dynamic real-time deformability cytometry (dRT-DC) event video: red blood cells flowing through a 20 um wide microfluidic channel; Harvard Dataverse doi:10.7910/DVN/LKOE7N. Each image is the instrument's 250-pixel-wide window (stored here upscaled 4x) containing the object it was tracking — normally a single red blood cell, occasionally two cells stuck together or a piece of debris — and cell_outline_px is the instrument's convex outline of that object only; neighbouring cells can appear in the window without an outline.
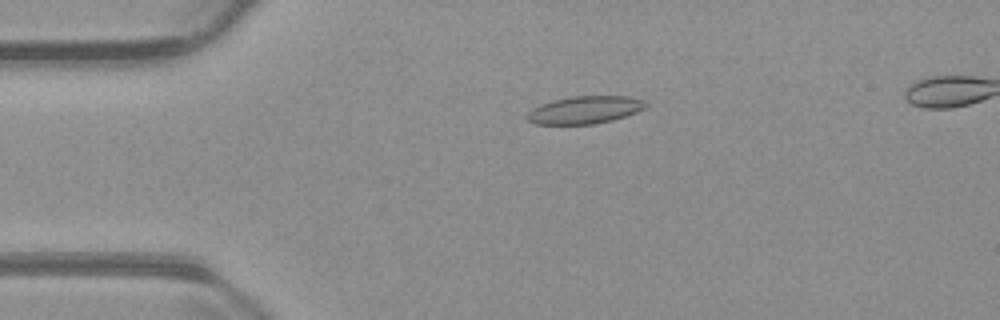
{"species": "common noctule bat (a hibernating species)", "species_latin": "Nyctalus noctula", "temperature_condition": "warm", "stored_images_in_passage": 54, "camera_frame_rate_fps": 3000, "um_per_image_px": 0.085, "animal": {"sex": "male", "body_mass_g": 23.1, "forearm_length_mm": 52.7}, "frame": {"image": 1, "passage_image": 12, "time_ms": 3.667, "image_size_px": [1000, 320], "cell_outline_px": [[648, 104], [644, 108], [636, 112], [612, 120], [596, 124], [536, 124], [528, 120], [524, 116], [532, 108], [540, 104], [552, 100], [572, 96], [628, 96], [640, 100]], "centroid_in_image_um": [49.65, 9.34], "position_along_channel_um": 35.3, "area_um2": 19.02}}
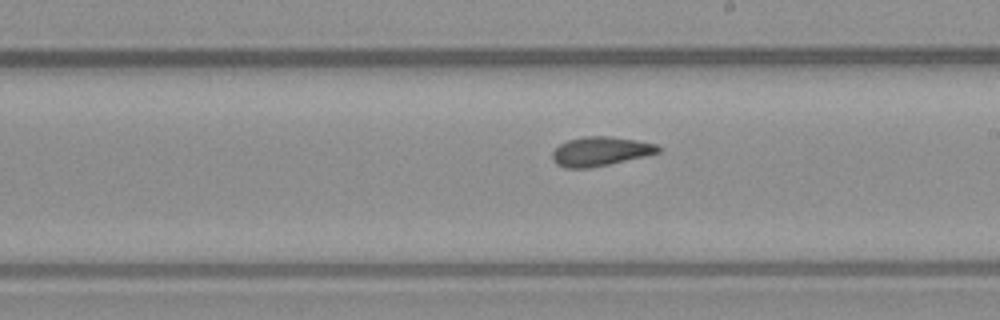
{"frame": {"image": 2, "passage_image": 31, "time_ms": 10.0, "image_size_px": [1000, 320], "cell_outline_px": [[660, 152], [644, 156], [608, 164], [588, 168], [564, 168], [556, 164], [552, 160], [552, 152], [560, 144], [568, 140], [584, 136], [608, 136], [636, 140], [656, 144], [660, 148]], "centroid_in_image_um": [50.99, 12.86], "position_along_channel_um": 238.0, "area_um2": 17.86}}
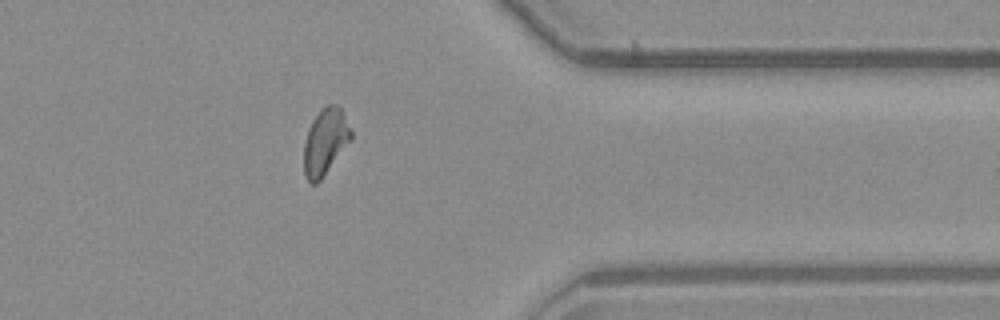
{"frame": {"image": 3, "passage_image": 44, "time_ms": 14.333, "image_size_px": [1000, 320], "cell_outline_px": [[352, 140], [320, 180], [316, 184], [308, 184], [304, 176], [304, 144], [308, 128], [312, 120], [320, 108], [328, 104], [336, 104], [340, 108], [352, 132]], "centroid_in_image_um": [27.63, 12.06], "position_along_channel_um": 383.8, "area_um2": 18.38}, "authors_computed_cell_mechanics": {"area_um2": 18.0914, "velocity_mm_per_s": 3.7281, "shape_relaxation_time_tau1_ms": null, "shape_relaxation_time_tau2_ms": 2.5815, "deformation_change_tau1": null, "deformation_change_tau2": 0.0878}}